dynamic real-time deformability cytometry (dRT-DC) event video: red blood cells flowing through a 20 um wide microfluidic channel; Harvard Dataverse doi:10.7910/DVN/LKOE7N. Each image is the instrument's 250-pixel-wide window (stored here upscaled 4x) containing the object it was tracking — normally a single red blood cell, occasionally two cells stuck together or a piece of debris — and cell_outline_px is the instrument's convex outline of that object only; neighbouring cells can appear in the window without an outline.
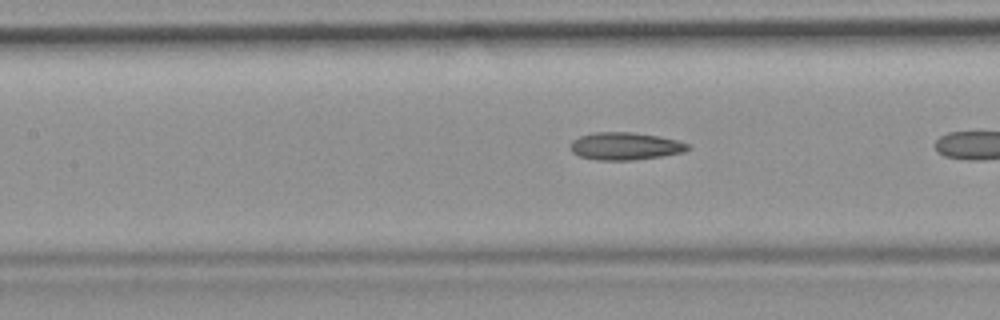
{"species": "common noctule bat (a hibernating species)", "species_latin": "Nyctalus noctula", "temperature_condition": "room temperature", "stored_images_in_passage": 13, "camera_frame_rate_fps": 3000, "um_per_image_px": 0.085, "animal": {"sex": "female", "body_mass_g": 19.9}, "frame": {"image": 1, "passage_image": 8, "time_ms": 2.333, "image_size_px": [1000, 320], "cell_outline_px": [[692, 148], [684, 152], [660, 156], [632, 160], [596, 160], [580, 156], [572, 152], [568, 148], [572, 140], [580, 136], [596, 132], [632, 132], [680, 140], [688, 144]], "centroid_in_image_um": [53.13, 12.42], "position_along_channel_um": 154.3, "area_um2": 18.9}}